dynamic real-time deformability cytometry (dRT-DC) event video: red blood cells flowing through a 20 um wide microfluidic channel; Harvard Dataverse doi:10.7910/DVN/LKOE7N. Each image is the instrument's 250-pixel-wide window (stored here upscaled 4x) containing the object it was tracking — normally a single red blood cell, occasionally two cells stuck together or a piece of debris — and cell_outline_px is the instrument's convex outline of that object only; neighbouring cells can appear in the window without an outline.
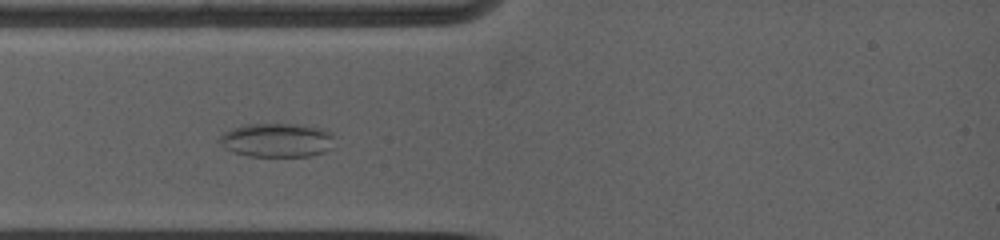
{"species": "common noctule bat (a hibernating species)", "species_latin": "Nyctalus noctula", "temperature_condition": "warm", "stored_images_in_passage": 33, "camera_frame_rate_fps": 5000, "um_per_image_px": 0.085, "animal": {"sex": "female", "body_mass_g": 19.0, "forearm_length_mm": 53.3}, "frame": {"image": 1, "passage_image": 6, "time_ms": 2.0, "image_size_px": [1000, 240], "cell_outline_px": [[332, 148], [324, 152], [308, 156], [248, 156], [232, 152], [224, 148], [220, 140], [220, 136], [232, 128], [248, 124], [292, 124], [320, 128], [328, 132]], "centroid_in_image_um": [23.48, 11.92], "position_along_channel_um": 61.5, "area_um2": 22.25}}
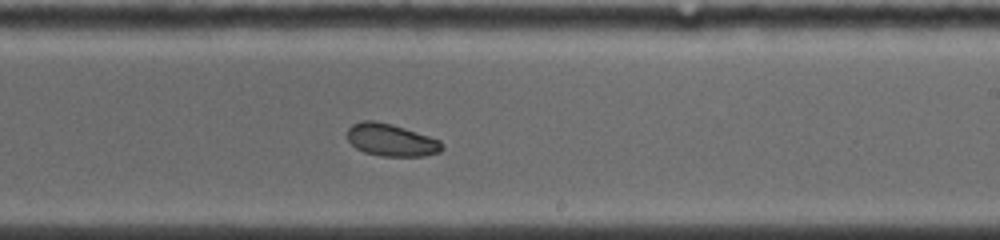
{"frame": {"image": 2, "passage_image": 19, "time_ms": 7.0, "image_size_px": [1000, 240], "cell_outline_px": [[444, 148], [440, 152], [424, 156], [380, 156], [364, 152], [356, 148], [348, 140], [348, 128], [352, 124], [364, 120], [372, 120], [388, 124], [428, 136], [440, 140]], "centroid_in_image_um": [33.24, 11.92], "position_along_channel_um": 255.8, "area_um2": 17.57}}
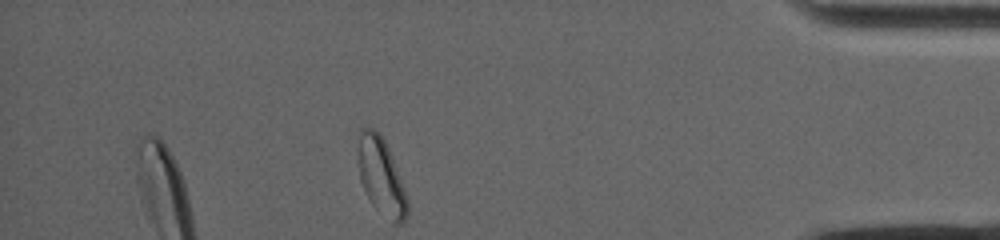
{"frame": {"image": 3, "passage_image": 33, "time_ms": 12.0, "image_size_px": [1000, 240], "cell_outline_px": [[408, 216], [400, 224], [392, 224], [372, 204], [360, 180], [356, 160], [356, 156], [360, 128], [372, 128], [384, 140], [388, 148], [408, 200]], "centroid_in_image_um": [32.37, 15.03], "position_along_channel_um": 402.8, "area_um2": 22.02}}